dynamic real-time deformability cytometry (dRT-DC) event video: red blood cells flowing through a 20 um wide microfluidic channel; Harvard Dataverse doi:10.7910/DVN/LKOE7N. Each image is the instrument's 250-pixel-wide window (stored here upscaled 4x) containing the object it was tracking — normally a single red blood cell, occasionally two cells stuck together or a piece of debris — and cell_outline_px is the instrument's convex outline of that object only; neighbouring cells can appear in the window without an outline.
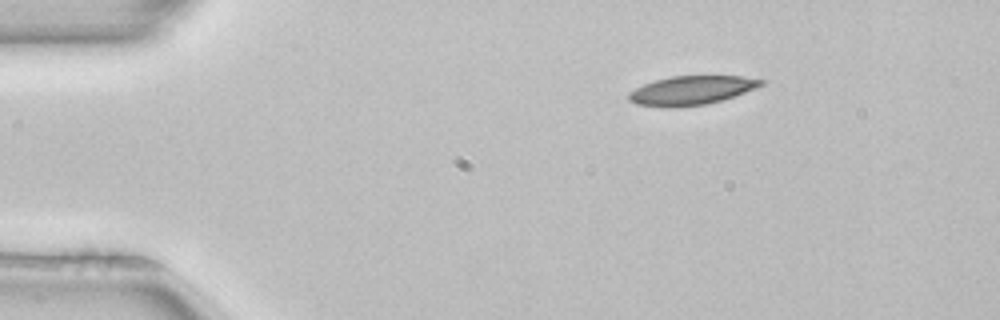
{"species": "common noctule bat (a hibernating species)", "species_latin": "Nyctalus noctula", "temperature_condition": "room temperature", "stored_images_in_passage": 2, "camera_frame_rate_fps": 3000, "um_per_image_px": 0.085, "animal": {"sex": "female", "body_mass_g": 22.7, "forearm_length_mm": 54.2}, "frame": {"image": 1, "passage_image": 2, "time_ms": 0.333, "image_size_px": [1000, 320], "cell_outline_px": [[764, 84], [756, 88], [720, 100], [704, 104], [676, 108], [664, 108], [636, 104], [628, 100], [628, 92], [644, 84], [656, 80], [672, 76], [740, 76], [764, 80]], "centroid_in_image_um": [58.71, 7.69], "position_along_channel_um": 26.3, "area_um2": 22.2}}